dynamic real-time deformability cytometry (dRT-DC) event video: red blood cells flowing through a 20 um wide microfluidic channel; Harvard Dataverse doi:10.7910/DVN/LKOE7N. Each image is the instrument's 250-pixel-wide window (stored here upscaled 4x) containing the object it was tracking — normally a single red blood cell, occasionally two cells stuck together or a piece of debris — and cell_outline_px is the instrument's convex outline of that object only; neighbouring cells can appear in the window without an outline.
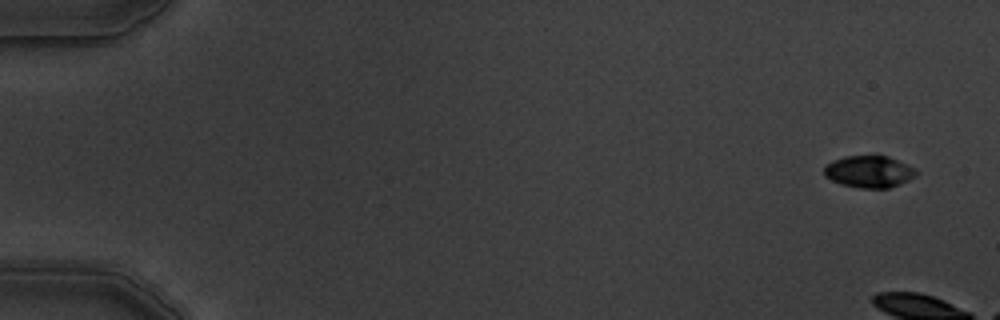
{"species": "common noctule bat (a hibernating species)", "species_latin": "Nyctalus noctula", "temperature_condition": "warm", "stored_images_in_passage": 4, "camera_frame_rate_fps": 3000, "um_per_image_px": 0.085, "animal": {"sex": "male", "body_mass_g": 19.5, "forearm_length_mm": 54.6}, "frame": {"image": 1, "passage_image": 1, "time_ms": 0.0, "image_size_px": [1000, 320], "cell_outline_px": [[920, 172], [916, 176], [900, 184], [888, 188], [860, 188], [840, 184], [824, 176], [824, 164], [832, 160], [844, 156], [888, 156], [908, 164]], "centroid_in_image_um": [73.87, 14.59], "position_along_channel_um": 11.1, "area_um2": 17.34}}